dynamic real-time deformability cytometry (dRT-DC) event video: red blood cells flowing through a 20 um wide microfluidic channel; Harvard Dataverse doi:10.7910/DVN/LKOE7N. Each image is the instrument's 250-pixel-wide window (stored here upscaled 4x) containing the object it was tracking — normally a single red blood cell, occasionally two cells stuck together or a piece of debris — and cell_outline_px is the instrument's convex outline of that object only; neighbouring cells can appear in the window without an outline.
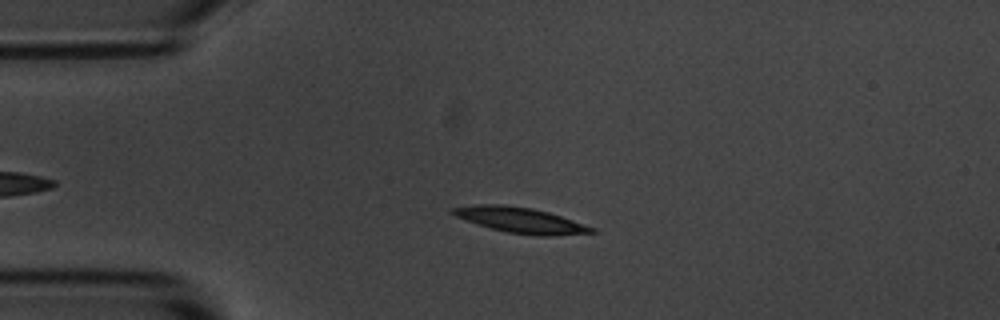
{"species": "common noctule bat (a hibernating species)", "species_latin": "Nyctalus noctula", "temperature_condition": "room temperature", "stored_images_in_passage": 50, "camera_frame_rate_fps": 3000, "um_per_image_px": 0.085, "animal": {"sex": "male", "body_mass_g": 20.1, "forearm_length_mm": 53.5}, "frame": {"image": 1, "passage_image": 13, "time_ms": 4.0, "image_size_px": [1000, 320], "cell_outline_px": [[596, 232], [552, 236], [536, 236], [508, 232], [476, 224], [456, 216], [448, 212], [452, 208], [480, 204], [504, 204], [532, 208], [548, 212], [596, 228]], "centroid_in_image_um": [44.24, 18.71], "position_along_channel_um": 40.8, "area_um2": 20.52}}
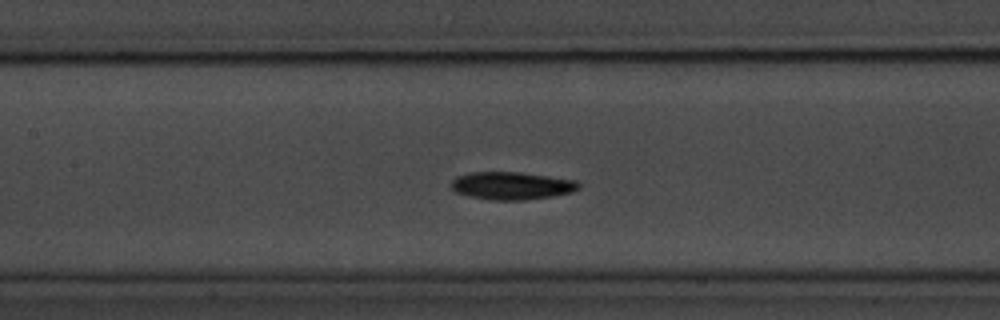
{"frame": {"image": 2, "passage_image": 25, "time_ms": 8.0, "image_size_px": [1000, 320], "cell_outline_px": [[580, 188], [572, 192], [552, 196], [524, 200], [492, 200], [468, 196], [456, 192], [448, 184], [456, 176], [468, 172], [520, 172], [576, 180], [580, 184]], "centroid_in_image_um": [43.46, 15.78], "position_along_channel_um": 163.9, "area_um2": 20.75}}
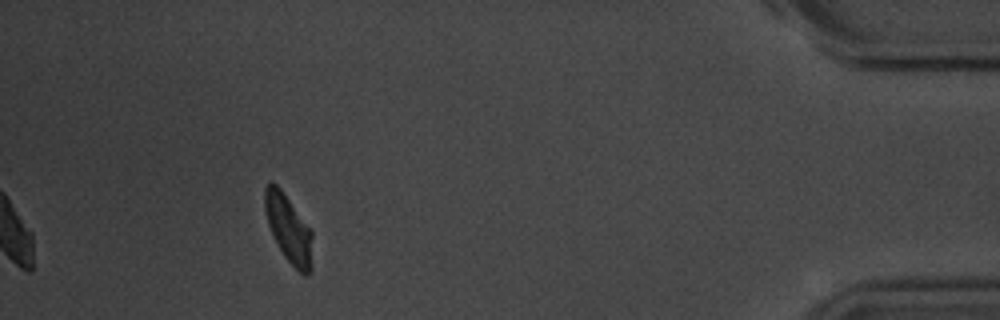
{"frame": {"image": 3, "passage_image": 50, "time_ms": 16.333, "image_size_px": [1000, 320], "cell_outline_px": [[312, 268], [304, 276], [284, 256], [268, 224], [264, 208], [264, 188], [272, 180], [280, 188], [312, 232]], "centroid_in_image_um": [24.52, 19.43], "position_along_channel_um": 410.7, "area_um2": 18.32}, "authors_computed_cell_mechanics": {"area_um2": 19.5075, "velocity_mm_per_s": 3.6702, "shape_relaxation_time_tau1_ms": 3.0283, "shape_relaxation_time_tau2_ms": 3.8607, "deformation_change_tau1": 0.1332, "deformation_change_tau2": 0.0992}}